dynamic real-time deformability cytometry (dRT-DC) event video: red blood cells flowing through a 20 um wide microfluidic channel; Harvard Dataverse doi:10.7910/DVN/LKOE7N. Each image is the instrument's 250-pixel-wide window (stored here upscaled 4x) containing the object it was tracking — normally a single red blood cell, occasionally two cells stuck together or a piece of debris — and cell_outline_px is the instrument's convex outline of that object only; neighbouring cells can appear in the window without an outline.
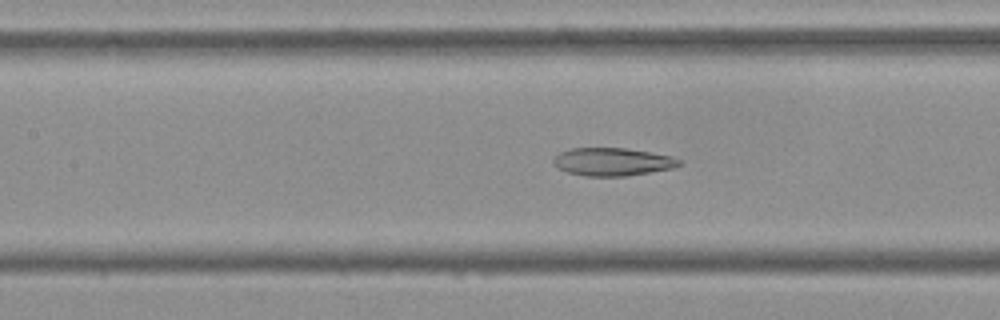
{"species": "Egyptian fruit bat (a non-hibernating species)", "species_latin": "Rousettus aegyptiacus", "temperature_condition": "cold", "stored_images_in_passage": 41, "camera_frame_rate_fps": 3000, "um_per_image_px": 0.085, "frame": {"image": 1, "passage_image": 11, "time_ms": 3.333, "image_size_px": [1000, 320], "cell_outline_px": [[680, 164], [676, 168], [624, 176], [584, 176], [568, 172], [556, 168], [552, 164], [552, 160], [560, 152], [572, 148], [624, 148], [672, 156], [680, 160]], "centroid_in_image_um": [52.03, 13.76], "position_along_channel_um": 155.4, "area_um2": 20.46}}
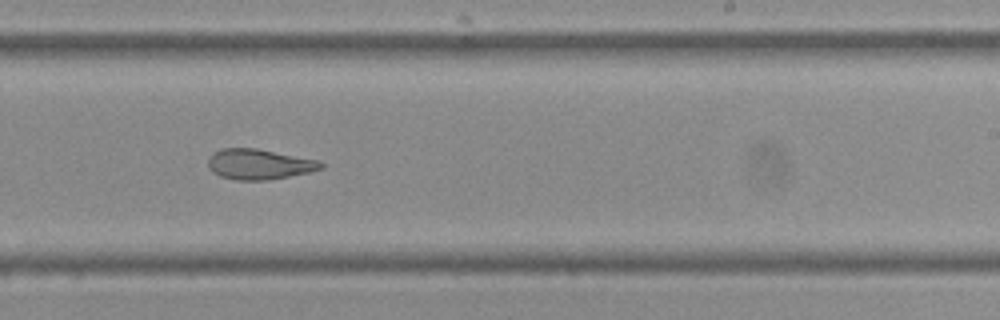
{"frame": {"image": 2, "passage_image": 20, "time_ms": 6.333, "image_size_px": [1000, 320], "cell_outline_px": [[324, 168], [308, 172], [268, 180], [236, 180], [220, 176], [212, 172], [208, 164], [208, 156], [212, 152], [220, 148], [256, 148], [320, 160], [324, 164]], "centroid_in_image_um": [22.01, 13.95], "position_along_channel_um": 267.0, "area_um2": 20.11}}
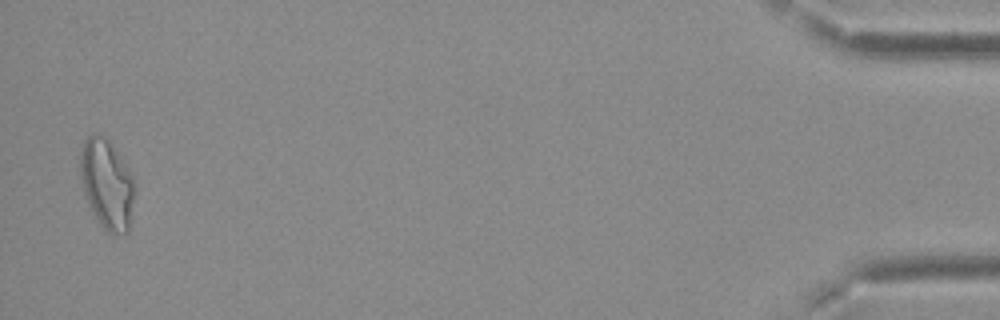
{"frame": {"image": 3, "passage_image": 40, "time_ms": 13.0, "image_size_px": [1000, 320], "cell_outline_px": [[132, 200], [128, 232], [124, 236], [112, 236], [96, 220], [88, 204], [84, 192], [80, 172], [80, 152], [84, 140], [92, 132], [100, 132], [104, 136], [132, 176]], "centroid_in_image_um": [9.03, 15.68], "position_along_channel_um": 426.2, "area_um2": 27.92}, "authors_computed_cell_mechanics": {"area_um2": 21.7328, "velocity_mm_per_s": 3.7267, "shape_relaxation_time_tau1_ms": null, "shape_relaxation_time_tau2_ms": 2.7833, "deformation_change_tau1": null, "deformation_change_tau2": 0.1032}}